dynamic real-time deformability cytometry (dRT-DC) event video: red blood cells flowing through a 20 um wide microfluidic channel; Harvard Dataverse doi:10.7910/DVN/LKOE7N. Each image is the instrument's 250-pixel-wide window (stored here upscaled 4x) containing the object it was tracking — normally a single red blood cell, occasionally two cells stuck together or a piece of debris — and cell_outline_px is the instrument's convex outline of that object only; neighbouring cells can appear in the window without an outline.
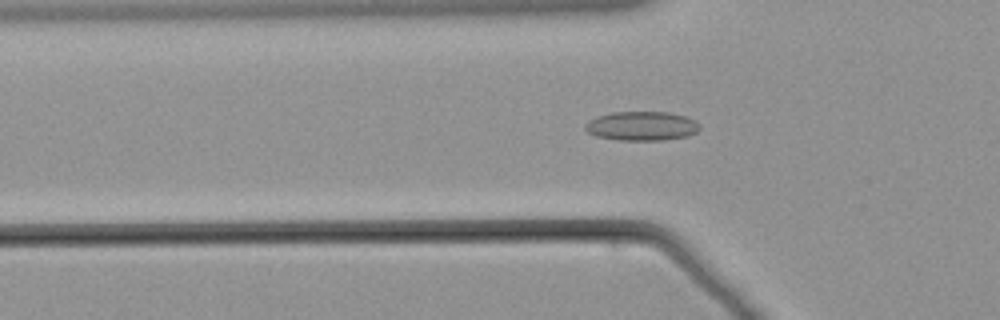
{"species": "common noctule bat (a hibernating species)", "species_latin": "Nyctalus noctula", "temperature_condition": "warm", "stored_images_in_passage": 60, "camera_frame_rate_fps": 3000, "um_per_image_px": 0.085, "animal": {"sex": "male", "body_mass_g": 21.5, "forearm_length_mm": 52.0}, "frame": {"image": 1, "passage_image": 20, "time_ms": 6.333, "image_size_px": [1000, 320], "cell_outline_px": [[700, 128], [696, 132], [688, 136], [664, 140], [616, 140], [596, 136], [588, 132], [584, 128], [584, 124], [588, 120], [596, 116], [612, 112], [668, 112], [684, 116], [696, 120], [700, 124]], "centroid_in_image_um": [54.53, 10.71], "position_along_channel_um": 71.3, "area_um2": 19.65}}
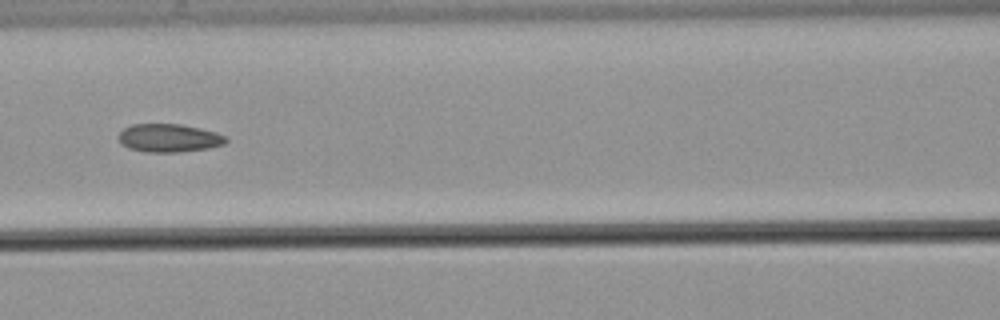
{"frame": {"image": 2, "passage_image": 27, "time_ms": 8.667, "image_size_px": [1000, 320], "cell_outline_px": [[228, 140], [224, 144], [208, 148], [180, 152], [144, 152], [128, 148], [120, 144], [120, 132], [124, 128], [132, 124], [180, 124], [200, 128], [216, 132], [224, 136]], "centroid_in_image_um": [14.35, 11.73], "position_along_channel_um": 152.2, "area_um2": 17.63}}
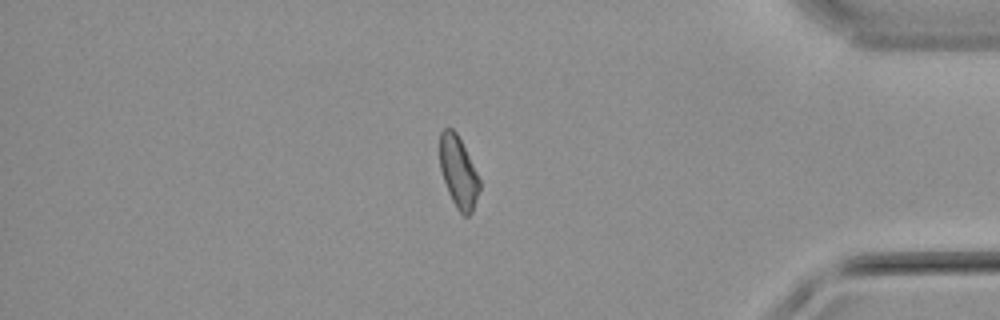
{"frame": {"image": 3, "passage_image": 51, "time_ms": 16.667, "image_size_px": [1000, 320], "cell_outline_px": [[480, 188], [472, 212], [468, 216], [464, 216], [456, 208], [448, 192], [440, 168], [440, 132], [444, 128], [452, 128], [456, 132], [480, 180]], "centroid_in_image_um": [38.95, 14.64], "position_along_channel_um": 396.2, "area_um2": 16.24}}